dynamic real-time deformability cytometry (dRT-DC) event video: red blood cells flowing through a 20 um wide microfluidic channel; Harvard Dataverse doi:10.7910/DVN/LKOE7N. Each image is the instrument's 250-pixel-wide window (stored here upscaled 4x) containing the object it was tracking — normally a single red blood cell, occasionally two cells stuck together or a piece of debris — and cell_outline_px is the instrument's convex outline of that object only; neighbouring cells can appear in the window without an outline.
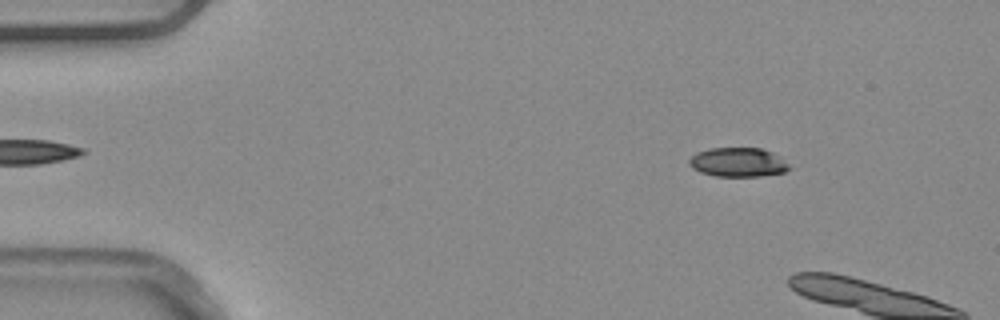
{"species": "common noctule bat (a hibernating species)", "species_latin": "Nyctalus noctula", "temperature_condition": "warm", "stored_images_in_passage": 2, "camera_frame_rate_fps": 3000, "um_per_image_px": 0.085, "animal": {"sex": "male", "body_mass_g": 20.4}, "frame": {"image": 1, "passage_image": 1, "time_ms": 0.0, "image_size_px": [1000, 320], "cell_outline_px": [[792, 168], [784, 172], [760, 176], [716, 176], [700, 172], [692, 168], [688, 164], [688, 160], [696, 152], [708, 148], [760, 148], [772, 152], [788, 164]], "centroid_in_image_um": [62.7, 13.79], "position_along_channel_um": 22.3, "area_um2": 16.99}}